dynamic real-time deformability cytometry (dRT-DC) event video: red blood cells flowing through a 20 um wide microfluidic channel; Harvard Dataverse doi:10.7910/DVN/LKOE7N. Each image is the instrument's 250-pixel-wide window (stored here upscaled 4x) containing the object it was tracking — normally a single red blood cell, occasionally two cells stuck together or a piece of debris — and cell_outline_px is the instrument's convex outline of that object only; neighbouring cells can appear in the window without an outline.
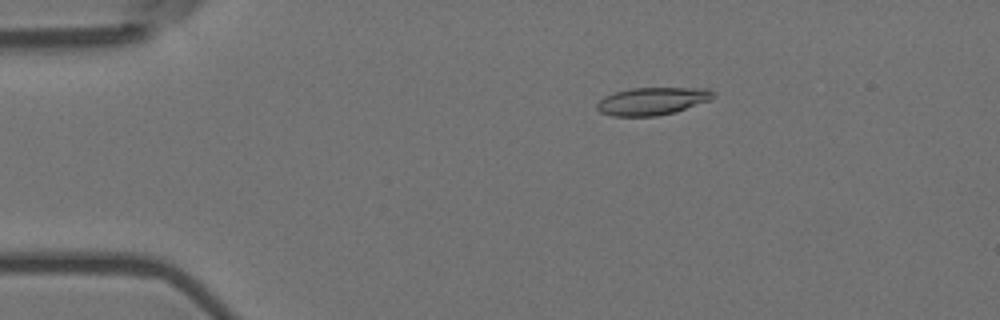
{"species": "Egyptian fruit bat (a non-hibernating species)", "species_latin": "Rousettus aegyptiacus", "temperature_condition": "room temperature", "stored_images_in_passage": 6, "camera_frame_rate_fps": 3000, "um_per_image_px": 0.085, "animal": {"sex": "female"}, "frame": {"image": 1, "passage_image": 3, "time_ms": 0.667, "image_size_px": [1000, 320], "cell_outline_px": [[716, 96], [708, 100], [676, 112], [656, 116], [612, 116], [600, 112], [596, 108], [596, 104], [604, 96], [616, 92], [632, 88], [708, 88], [716, 92]], "centroid_in_image_um": [55.45, 8.59], "position_along_channel_um": 29.6, "area_um2": 18.73}}
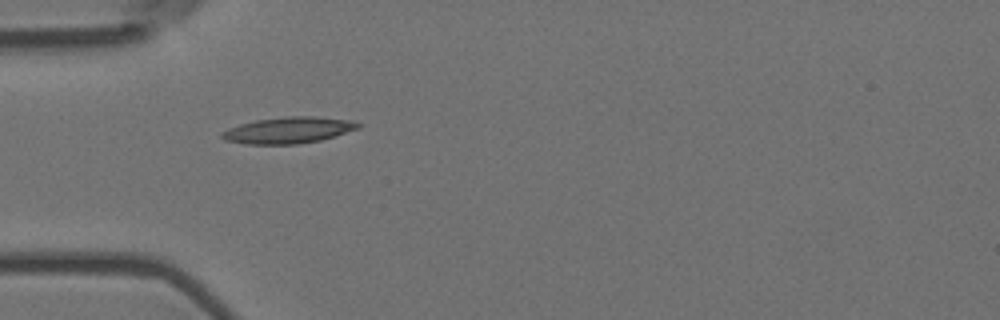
{"frame": {"image": 2, "passage_image": 5, "time_ms": 1.333, "image_size_px": [1000, 320], "cell_outline_px": [[360, 128], [320, 140], [296, 144], [248, 144], [224, 140], [220, 136], [220, 132], [228, 128], [240, 124], [256, 120], [284, 116], [312, 116], [348, 120], [360, 124]], "centroid_in_image_um": [24.46, 11.06], "position_along_channel_um": 60.5, "area_um2": 20.75}}
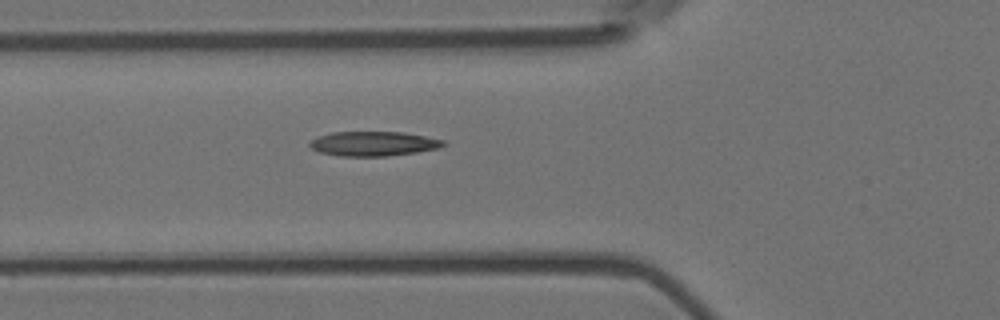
{"frame": {"image": 3, "passage_image": 6, "time_ms": 1.667, "image_size_px": [1000, 320], "cell_outline_px": [[448, 144], [436, 148], [416, 152], [384, 156], [340, 156], [320, 152], [312, 148], [308, 144], [308, 140], [316, 136], [332, 132], [404, 132], [444, 140]], "centroid_in_image_um": [31.69, 12.2], "position_along_channel_um": 94.1, "area_um2": 19.13}}